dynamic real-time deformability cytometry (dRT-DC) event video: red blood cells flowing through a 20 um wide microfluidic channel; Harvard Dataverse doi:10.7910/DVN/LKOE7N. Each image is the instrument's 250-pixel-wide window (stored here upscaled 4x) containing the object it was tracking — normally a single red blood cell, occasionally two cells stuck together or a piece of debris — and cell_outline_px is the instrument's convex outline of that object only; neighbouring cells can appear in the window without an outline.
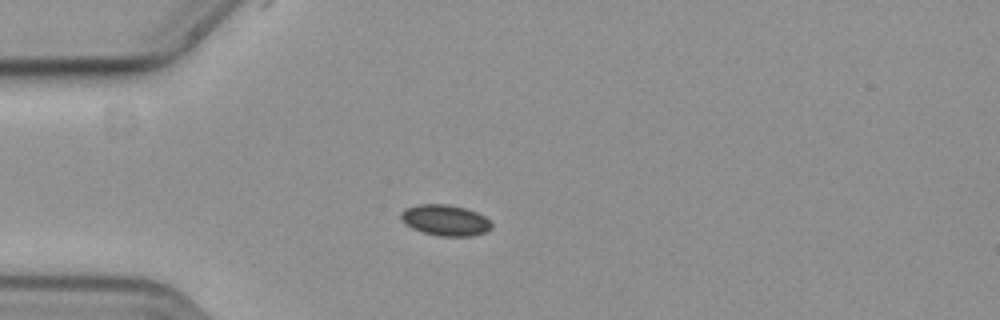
{"species": "common noctule bat (a hibernating species)", "species_latin": "Nyctalus noctula", "temperature_condition": "cold", "stored_images_in_passage": 43, "camera_frame_rate_fps": 3000, "um_per_image_px": 0.085, "animal": {"sex": "female", "body_mass_g": 19.3, "forearm_length_mm": 54.1}, "frame": {"image": 1, "passage_image": 1, "time_ms": 0.0, "image_size_px": [1000, 320], "cell_outline_px": [[492, 228], [484, 232], [472, 236], [440, 236], [424, 232], [412, 228], [404, 224], [400, 220], [400, 212], [404, 208], [416, 204], [448, 204], [464, 208], [476, 212], [484, 216], [492, 224]], "centroid_in_image_um": [37.79, 18.71], "position_along_channel_um": 47.2, "area_um2": 16.42}}
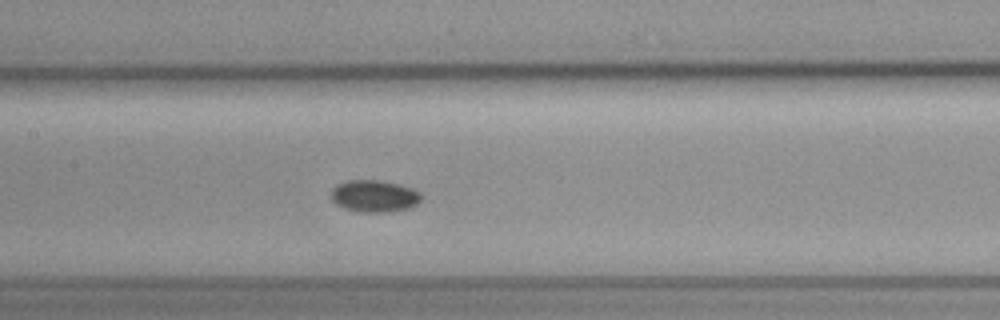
{"frame": {"image": 2, "passage_image": 13, "time_ms": 4.0, "image_size_px": [1000, 320], "cell_outline_px": [[420, 200], [416, 204], [408, 208], [388, 212], [356, 212], [344, 208], [336, 204], [328, 196], [332, 188], [336, 184], [348, 180], [380, 180], [400, 184], [412, 188], [420, 192]], "centroid_in_image_um": [31.76, 16.66], "position_along_channel_um": 175.6, "area_um2": 17.05}}
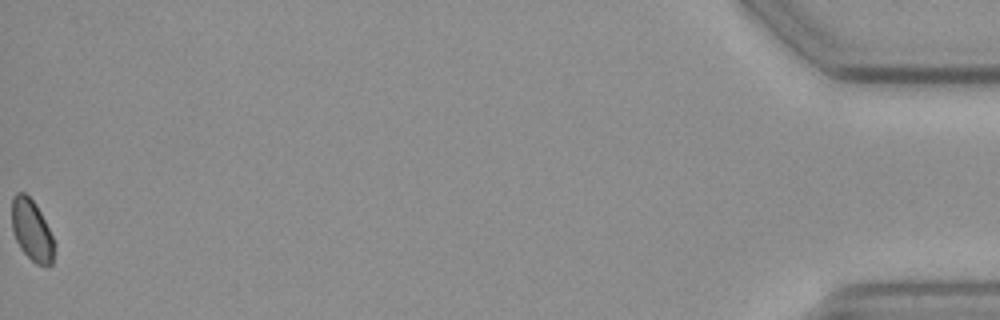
{"frame": {"image": 3, "passage_image": 43, "time_ms": 14.0, "image_size_px": [1000, 320], "cell_outline_px": [[56, 244], [52, 264], [48, 268], [36, 264], [20, 248], [12, 232], [12, 196], [16, 192], [24, 192], [36, 204]], "centroid_in_image_um": [2.71, 19.61], "position_along_channel_um": 432.5, "area_um2": 15.32}, "authors_computed_cell_mechanics": {"area_um2": 15.7794, "velocity_mm_per_s": 3.6441, "shape_relaxation_time_tau1_ms": 6.8568, "shape_relaxation_time_tau2_ms": null, "deformation_change_tau1": 0.0591, "deformation_change_tau2": null}}